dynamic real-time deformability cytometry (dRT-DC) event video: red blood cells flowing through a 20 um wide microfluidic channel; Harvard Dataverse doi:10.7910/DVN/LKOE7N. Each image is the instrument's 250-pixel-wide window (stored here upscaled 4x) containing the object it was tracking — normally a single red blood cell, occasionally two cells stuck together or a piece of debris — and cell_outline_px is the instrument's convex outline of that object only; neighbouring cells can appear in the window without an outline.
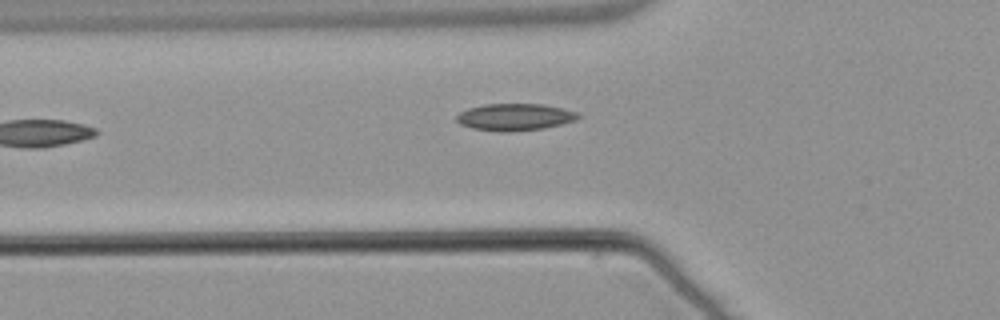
{"species": "common noctule bat (a hibernating species)", "species_latin": "Nyctalus noctula", "temperature_condition": "warm", "stored_images_in_passage": 8, "camera_frame_rate_fps": 3000, "um_per_image_px": 0.085, "animal": {"sex": "male", "body_mass_g": 21.5, "forearm_length_mm": 52.0}, "frame": {"image": 1, "passage_image": 2, "time_ms": 0.333, "image_size_px": [1000, 320], "cell_outline_px": [[580, 116], [576, 120], [544, 128], [508, 132], [500, 132], [472, 128], [460, 124], [456, 120], [456, 116], [460, 112], [468, 108], [484, 104], [544, 104], [580, 112]], "centroid_in_image_um": [43.76, 9.94], "position_along_channel_um": 82.0, "area_um2": 19.19}}